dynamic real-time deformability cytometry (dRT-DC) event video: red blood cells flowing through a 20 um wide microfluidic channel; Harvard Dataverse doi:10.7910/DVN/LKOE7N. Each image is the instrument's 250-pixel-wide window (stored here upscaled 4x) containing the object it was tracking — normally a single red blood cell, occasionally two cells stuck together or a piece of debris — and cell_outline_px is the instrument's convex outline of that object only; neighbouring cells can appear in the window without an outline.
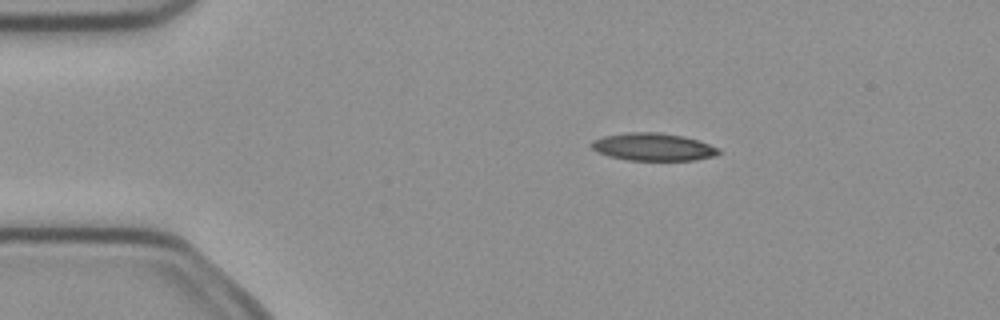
{"species": "common noctule bat (a hibernating species)", "species_latin": "Nyctalus noctula", "temperature_condition": "cold", "stored_images_in_passage": 6, "camera_frame_rate_fps": 3000, "um_per_image_px": 0.085, "animal": {"sex": "female", "body_mass_g": 21.9}, "frame": {"image": 1, "passage_image": 2, "time_ms": 0.333, "image_size_px": [1000, 320], "cell_outline_px": [[720, 152], [716, 156], [696, 160], [628, 160], [608, 156], [596, 152], [588, 144], [592, 140], [604, 136], [628, 132], [660, 132], [684, 136], [720, 148]], "centroid_in_image_um": [55.49, 12.49], "position_along_channel_um": 29.5, "area_um2": 20.63}}
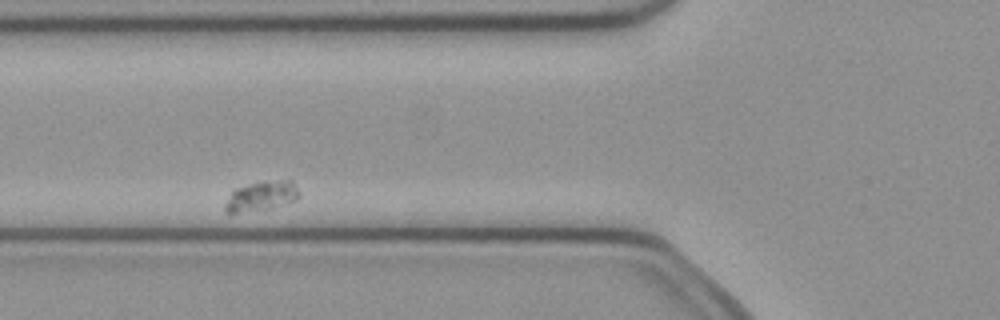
{"frame": {"image": 2, "passage_image": 5, "time_ms": 1.333, "image_size_px": [1000, 320], "cell_outline_px": [[300, 196], [296, 200], [288, 204], [272, 208], [236, 212], [224, 212], [224, 204], [232, 192], [236, 188], [248, 184], [264, 180], [292, 180], [300, 192]], "centroid_in_image_um": [22.27, 16.65], "position_along_channel_um": 103.5, "area_um2": 12.95}}
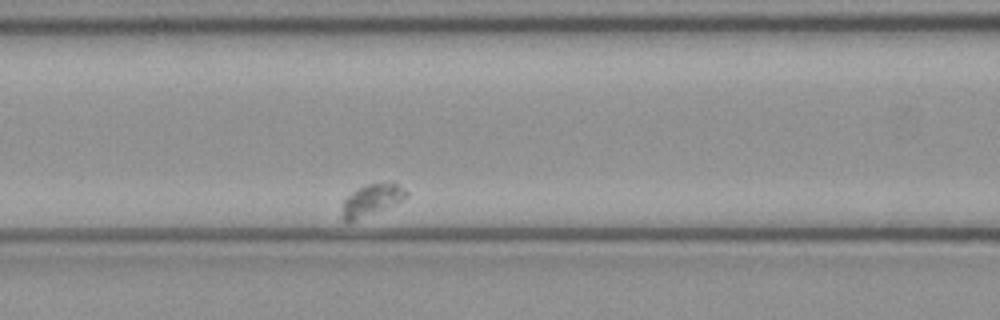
{"frame": {"image": 3, "passage_image": 6, "time_ms": 1.667, "image_size_px": [1000, 320], "cell_outline_px": [[408, 196], [396, 204], [348, 224], [344, 224], [340, 216], [344, 200], [356, 188], [368, 184], [392, 180], [404, 188], [408, 192]], "centroid_in_image_um": [31.57, 17.01], "position_along_channel_um": 135.0, "area_um2": 12.43}}